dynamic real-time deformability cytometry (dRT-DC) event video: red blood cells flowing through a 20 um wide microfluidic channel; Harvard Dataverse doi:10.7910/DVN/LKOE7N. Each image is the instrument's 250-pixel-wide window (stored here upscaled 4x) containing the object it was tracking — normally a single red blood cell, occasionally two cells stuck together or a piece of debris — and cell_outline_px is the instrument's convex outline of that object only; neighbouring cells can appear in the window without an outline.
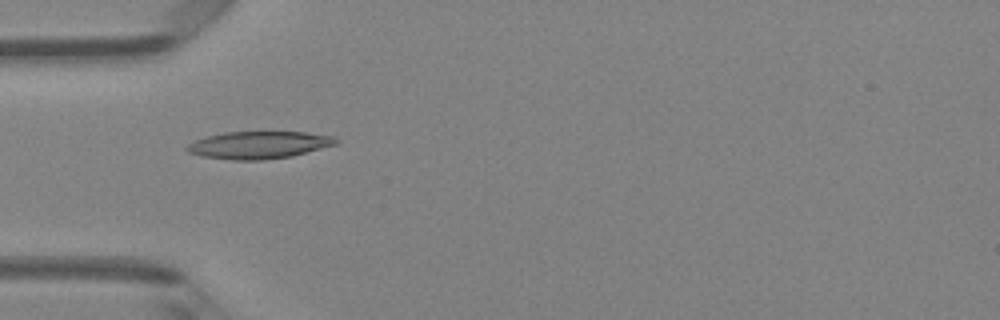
{"species": "Egyptian fruit bat (a non-hibernating species)", "species_latin": "Rousettus aegyptiacus", "temperature_condition": "room temperature", "stored_images_in_passage": 47, "camera_frame_rate_fps": 3000, "um_per_image_px": 0.085, "animal": {"sex": "female"}, "frame": {"image": 1, "passage_image": 15, "time_ms": 4.667, "image_size_px": [1000, 320], "cell_outline_px": [[340, 140], [336, 144], [292, 156], [264, 160], [232, 160], [200, 156], [188, 152], [184, 148], [188, 144], [196, 140], [208, 136], [224, 132], [304, 132], [332, 136]], "centroid_in_image_um": [21.98, 12.33], "position_along_channel_um": 63.0, "area_um2": 23.7}}
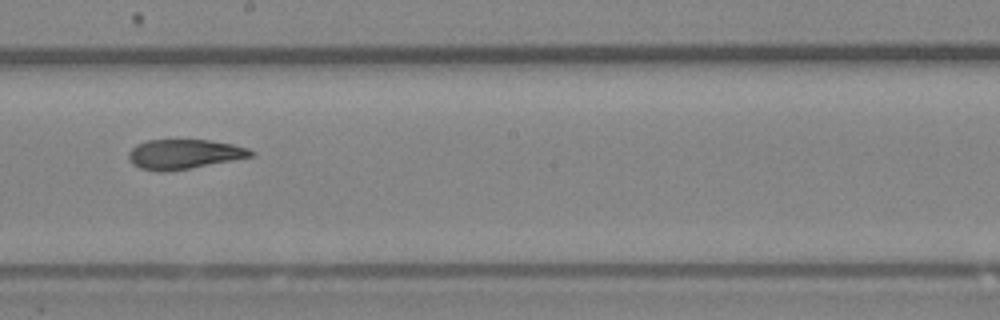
{"frame": {"image": 2, "passage_image": 27, "time_ms": 8.667, "image_size_px": [1000, 320], "cell_outline_px": [[256, 152], [252, 156], [188, 168], [164, 172], [160, 172], [140, 168], [132, 164], [128, 160], [128, 152], [136, 144], [148, 140], [208, 140], [232, 144], [248, 148]], "centroid_in_image_um": [15.59, 13.1], "position_along_channel_um": 232.6, "area_um2": 20.92}}
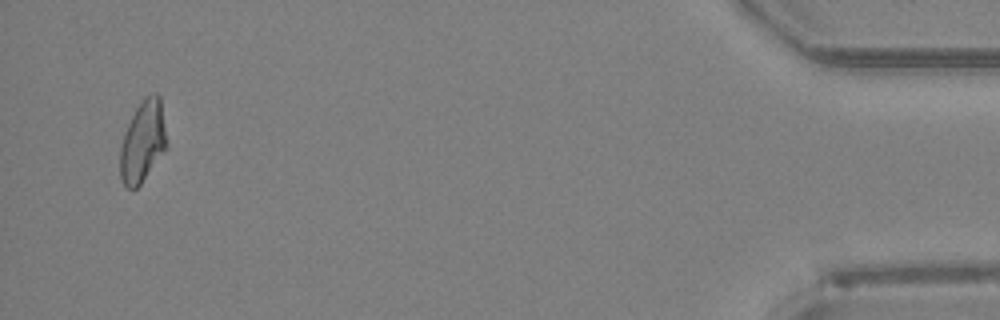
{"frame": {"image": 3, "passage_image": 46, "time_ms": 15.0, "image_size_px": [1000, 320], "cell_outline_px": [[168, 148], [140, 184], [132, 192], [124, 184], [120, 176], [120, 148], [124, 132], [136, 108], [144, 96], [152, 92], [156, 92], [160, 96], [168, 144]], "centroid_in_image_um": [12.16, 12.02], "position_along_channel_um": 423.0, "area_um2": 22.43}, "authors_computed_cell_mechanics": {"area_um2": 22.253, "velocity_mm_per_s": 4.2872, "shape_relaxation_time_tau1_ms": null, "shape_relaxation_time_tau2_ms": 2.7038, "deformation_change_tau1": null, "deformation_change_tau2": 0.1037}}